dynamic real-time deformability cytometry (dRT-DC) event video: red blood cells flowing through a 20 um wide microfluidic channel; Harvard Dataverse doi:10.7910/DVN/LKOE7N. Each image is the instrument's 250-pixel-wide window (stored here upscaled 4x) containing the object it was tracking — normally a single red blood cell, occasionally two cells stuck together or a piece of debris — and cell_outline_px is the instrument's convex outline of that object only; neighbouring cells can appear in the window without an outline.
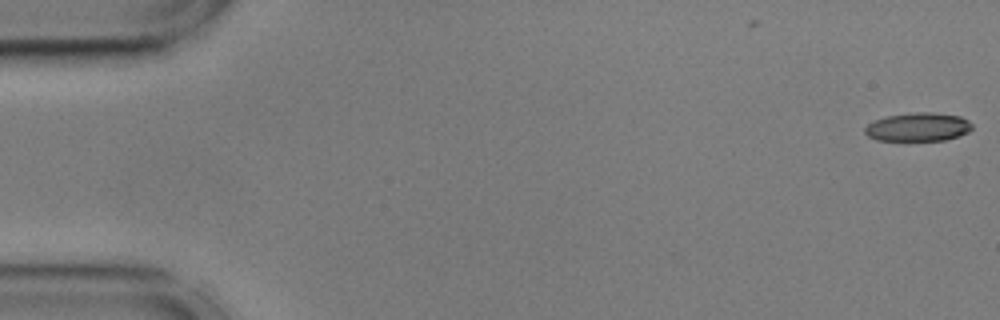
{"species": "common noctule bat (a hibernating species)", "species_latin": "Nyctalus noctula", "temperature_condition": "cold", "stored_images_in_passage": 2, "camera_frame_rate_fps": 3000, "um_per_image_px": 0.085, "animal": {"sex": "male", "body_mass_g": 17.9, "forearm_length_mm": 54.2}, "frame": {"image": 1, "passage_image": 2, "time_ms": 0.333, "image_size_px": [1000, 320], "cell_outline_px": [[972, 128], [968, 132], [960, 136], [944, 140], [876, 140], [868, 136], [864, 132], [864, 128], [868, 124], [876, 120], [888, 116], [916, 112], [932, 112], [960, 116], [968, 120], [972, 124]], "centroid_in_image_um": [78.06, 10.79], "position_along_channel_um": 6.9, "area_um2": 17.74}}